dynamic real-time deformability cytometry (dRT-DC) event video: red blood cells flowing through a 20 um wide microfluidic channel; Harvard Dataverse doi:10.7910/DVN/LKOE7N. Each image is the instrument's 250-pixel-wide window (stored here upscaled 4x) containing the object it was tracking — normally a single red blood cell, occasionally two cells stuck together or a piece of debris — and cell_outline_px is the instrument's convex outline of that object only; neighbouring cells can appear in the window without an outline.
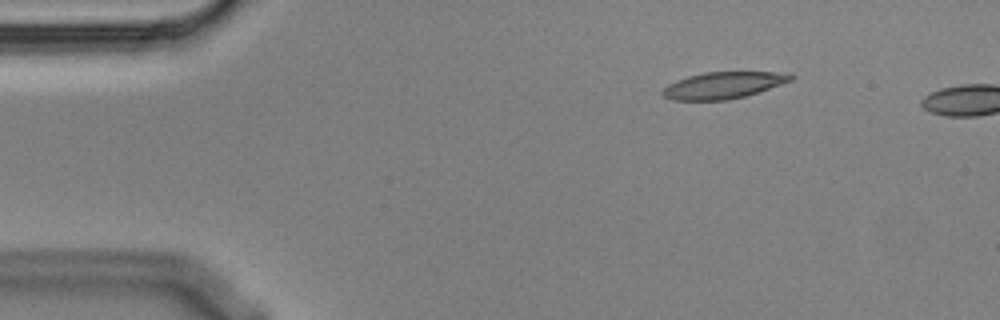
{"species": "Egyptian fruit bat (a non-hibernating species)", "species_latin": "Rousettus aegyptiacus", "temperature_condition": "cold", "stored_images_in_passage": 2, "camera_frame_rate_fps": 3000, "um_per_image_px": 0.085, "animal": {"sex": "male"}, "frame": {"image": 1, "passage_image": 1, "time_ms": 0.0, "image_size_px": [1000, 320], "cell_outline_px": [[796, 76], [792, 80], [744, 96], [728, 100], [672, 100], [664, 96], [660, 92], [668, 84], [676, 80], [688, 76], [704, 72], [776, 72]], "centroid_in_image_um": [61.41, 7.25], "position_along_channel_um": 23.6, "area_um2": 19.65}}